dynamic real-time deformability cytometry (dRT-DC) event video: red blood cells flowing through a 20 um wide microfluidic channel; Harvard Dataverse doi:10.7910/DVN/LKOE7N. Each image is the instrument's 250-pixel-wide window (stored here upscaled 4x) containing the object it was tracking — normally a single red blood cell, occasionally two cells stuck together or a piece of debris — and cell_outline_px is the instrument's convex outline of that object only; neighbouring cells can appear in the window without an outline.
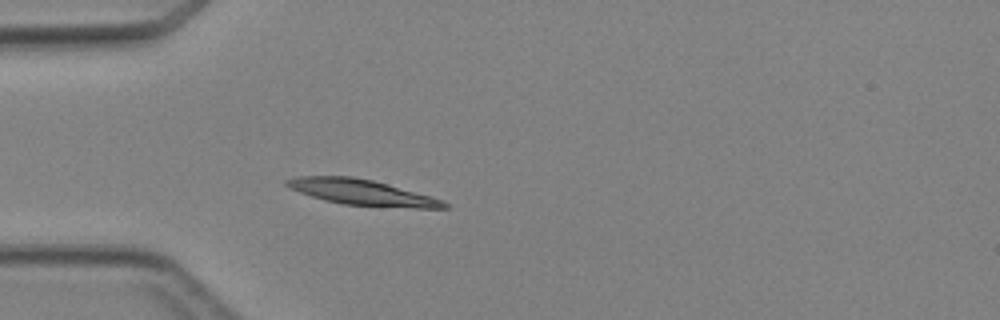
{"species": "Egyptian fruit bat (a non-hibernating species)", "species_latin": "Rousettus aegyptiacus", "temperature_condition": "cold", "stored_images_in_passage": 2, "camera_frame_rate_fps": 3000, "um_per_image_px": 0.085, "animal": {"sex": "female"}, "frame": {"image": 1, "passage_image": 2, "time_ms": 2.0, "image_size_px": [1000, 320], "cell_outline_px": [[448, 208], [416, 208], [344, 204], [324, 200], [300, 192], [284, 184], [284, 180], [296, 176], [352, 176], [372, 180], [432, 196], [444, 200], [448, 204]], "centroid_in_image_um": [30.77, 16.34], "position_along_channel_um": 54.2, "area_um2": 23.29}}